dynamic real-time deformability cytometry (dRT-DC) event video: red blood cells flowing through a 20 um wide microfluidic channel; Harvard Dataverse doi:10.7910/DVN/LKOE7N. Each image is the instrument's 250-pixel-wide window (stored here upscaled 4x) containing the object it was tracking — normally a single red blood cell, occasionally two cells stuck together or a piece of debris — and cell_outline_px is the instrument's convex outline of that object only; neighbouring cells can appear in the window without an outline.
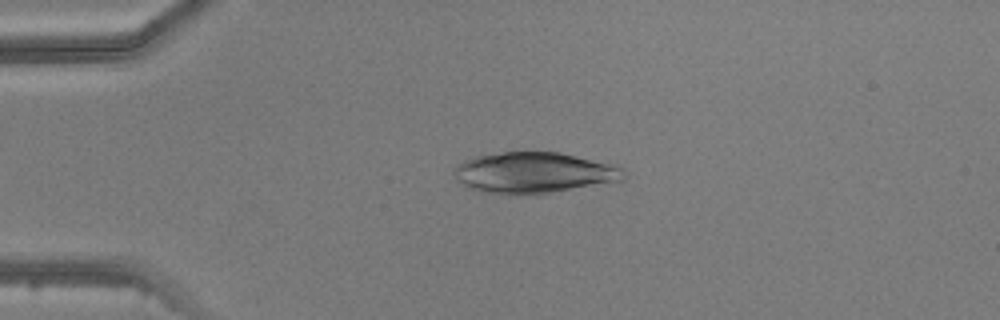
{"species": "common noctule bat (a hibernating species)", "species_latin": "Nyctalus noctula", "temperature_condition": "warm", "stored_images_in_passage": 4, "camera_frame_rate_fps": 3000, "um_per_image_px": 0.085, "animal": {"sex": "male", "body_mass_g": 20.5, "forearm_length_mm": 52.5}, "frame": {"image": 1, "passage_image": 4, "time_ms": 4.667, "image_size_px": [1000, 320], "cell_outline_px": [[624, 180], [548, 192], [484, 192], [468, 188], [456, 180], [452, 172], [456, 164], [476, 156], [504, 152], [560, 152], [616, 164], [624, 168]], "centroid_in_image_um": [45.39, 14.64], "position_along_channel_um": 39.6, "area_um2": 39.77}}